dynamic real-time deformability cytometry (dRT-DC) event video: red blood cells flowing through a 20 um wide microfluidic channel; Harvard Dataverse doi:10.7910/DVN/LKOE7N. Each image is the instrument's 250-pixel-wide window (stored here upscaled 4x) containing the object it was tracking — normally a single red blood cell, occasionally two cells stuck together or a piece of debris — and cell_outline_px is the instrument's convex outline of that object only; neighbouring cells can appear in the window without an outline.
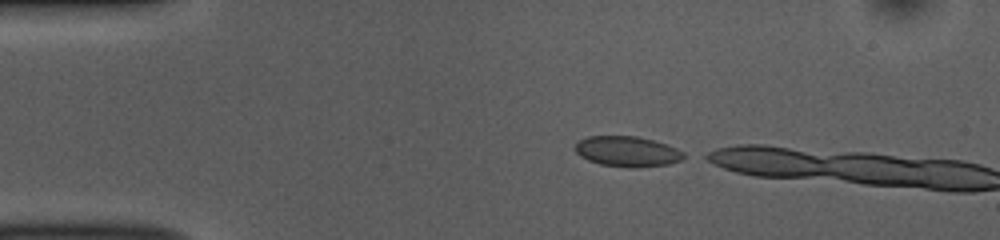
{"species": "common noctule bat (a hibernating species)", "species_latin": "Nyctalus noctula", "temperature_condition": "room temperature", "stored_images_in_passage": 2, "camera_frame_rate_fps": 3000, "um_per_image_px": 0.085, "animal": {"sex": "female", "body_mass_g": 10.0, "forearm_length_mm": 53.1}, "frame": {"image": 1, "passage_image": 1, "time_ms": 0.0, "image_size_px": [1000, 240], "cell_outline_px": [[688, 156], [680, 160], [668, 164], [640, 168], [628, 168], [600, 164], [588, 160], [580, 156], [572, 148], [580, 140], [588, 136], [636, 136], [652, 140], [676, 148], [684, 152]], "centroid_in_image_um": [53.31, 12.89], "position_along_channel_um": 31.7, "area_um2": 19.36}}